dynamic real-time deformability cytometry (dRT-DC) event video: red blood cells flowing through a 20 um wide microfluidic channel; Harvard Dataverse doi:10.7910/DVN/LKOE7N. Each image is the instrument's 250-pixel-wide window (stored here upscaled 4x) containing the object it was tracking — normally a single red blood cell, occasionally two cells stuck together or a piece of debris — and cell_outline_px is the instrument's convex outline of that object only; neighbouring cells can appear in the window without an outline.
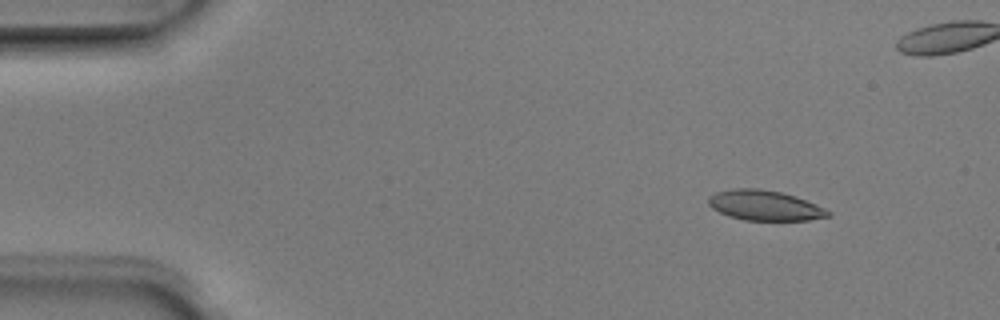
{"species": "Egyptian fruit bat (a non-hibernating species)", "species_latin": "Rousettus aegyptiacus", "temperature_condition": "room temperature", "stored_images_in_passage": 8, "camera_frame_rate_fps": 3000, "um_per_image_px": 0.085, "animal": {"sex": "male"}, "frame": {"image": 1, "passage_image": 2, "time_ms": 0.333, "image_size_px": [1000, 320], "cell_outline_px": [[832, 216], [808, 220], [744, 220], [728, 216], [712, 208], [708, 204], [708, 196], [716, 192], [732, 188], [760, 188], [780, 192], [796, 196], [816, 204], [832, 212]], "centroid_in_image_um": [65.0, 17.46], "position_along_channel_um": 20.0, "area_um2": 21.15}}
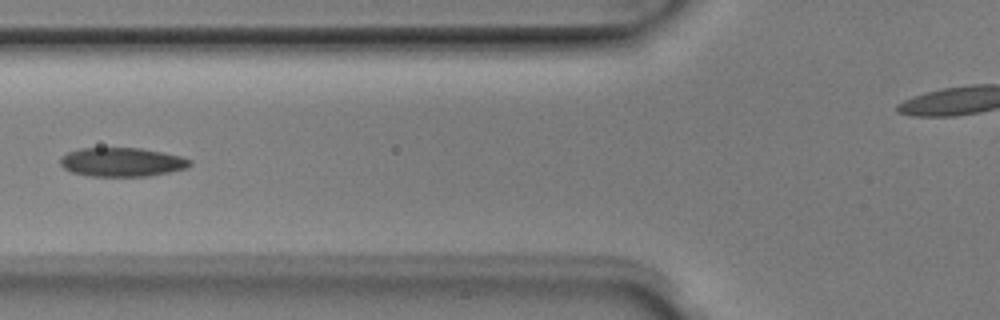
{"frame": {"image": 2, "passage_image": 6, "time_ms": 1.667, "image_size_px": [1000, 320], "cell_outline_px": [[192, 164], [188, 168], [148, 176], [88, 176], [72, 172], [64, 168], [60, 164], [60, 156], [68, 152], [80, 148], [140, 148], [164, 152], [180, 156], [192, 160]], "centroid_in_image_um": [10.37, 13.77], "position_along_channel_um": 115.4, "area_um2": 21.96}}
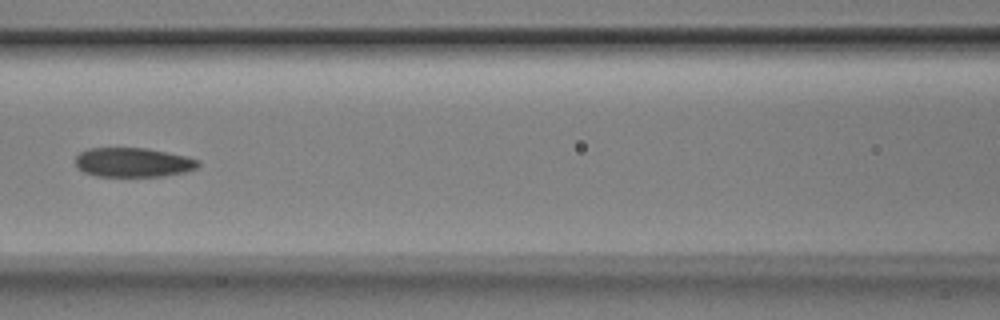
{"frame": {"image": 3, "passage_image": 7, "time_ms": 2.0, "image_size_px": [1000, 320], "cell_outline_px": [[200, 164], [196, 168], [184, 172], [164, 176], [96, 176], [84, 172], [76, 164], [76, 156], [80, 152], [88, 148], [148, 148], [184, 156], [200, 160]], "centroid_in_image_um": [11.31, 13.8], "position_along_channel_um": 155.3, "area_um2": 20.87}}